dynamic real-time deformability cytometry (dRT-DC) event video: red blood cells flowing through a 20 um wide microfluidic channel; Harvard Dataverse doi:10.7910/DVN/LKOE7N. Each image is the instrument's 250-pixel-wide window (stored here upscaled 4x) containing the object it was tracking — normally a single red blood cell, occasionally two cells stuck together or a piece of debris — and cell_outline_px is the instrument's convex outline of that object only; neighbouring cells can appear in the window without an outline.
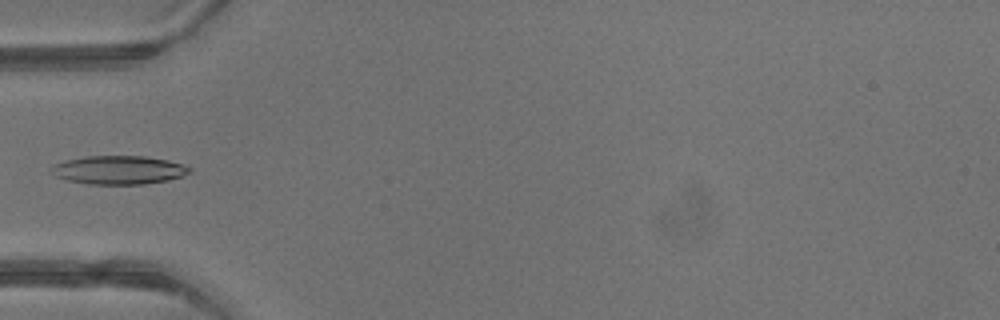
{"species": "common noctule bat (a hibernating species)", "species_latin": "Nyctalus noctula", "temperature_condition": "warm", "stored_images_in_passage": 3, "camera_frame_rate_fps": 3000, "um_per_image_px": 0.085, "animal": {"sex": "male", "body_mass_g": 13.3}, "frame": {"image": 1, "passage_image": 3, "time_ms": 0.667, "image_size_px": [1000, 320], "cell_outline_px": [[192, 172], [184, 176], [168, 180], [144, 184], [88, 184], [68, 180], [56, 176], [52, 168], [52, 164], [68, 160], [88, 156], [144, 156], [168, 160], [184, 164], [192, 168]], "centroid_in_image_um": [10.17, 14.45], "position_along_channel_um": 74.8, "area_um2": 22.95}}